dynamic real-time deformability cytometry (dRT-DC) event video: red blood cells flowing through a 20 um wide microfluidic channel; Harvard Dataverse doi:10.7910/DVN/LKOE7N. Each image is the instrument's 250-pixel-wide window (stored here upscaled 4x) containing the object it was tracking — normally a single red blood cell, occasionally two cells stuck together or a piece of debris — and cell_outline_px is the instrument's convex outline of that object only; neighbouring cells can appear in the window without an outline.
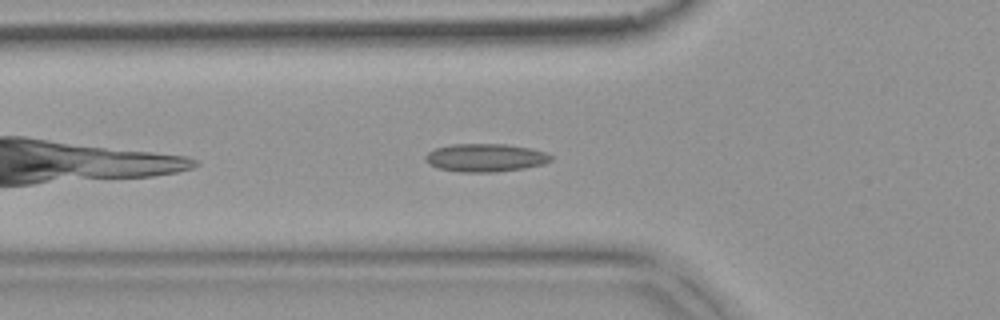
{"species": "common noctule bat (a hibernating species)", "species_latin": "Nyctalus noctula", "temperature_condition": "warm", "stored_images_in_passage": 36, "camera_frame_rate_fps": 3000, "um_per_image_px": 0.085, "animal": {"sex": "female", "body_mass_g": 18.4}, "frame": {"image": 1, "passage_image": 4, "time_ms": 1.0, "image_size_px": [1000, 320], "cell_outline_px": [[552, 160], [544, 164], [524, 168], [492, 172], [460, 172], [440, 168], [428, 164], [424, 160], [424, 156], [428, 152], [436, 148], [452, 144], [508, 144], [532, 148], [544, 152], [552, 156]], "centroid_in_image_um": [41.26, 13.4], "position_along_channel_um": 84.5, "area_um2": 20.58}}
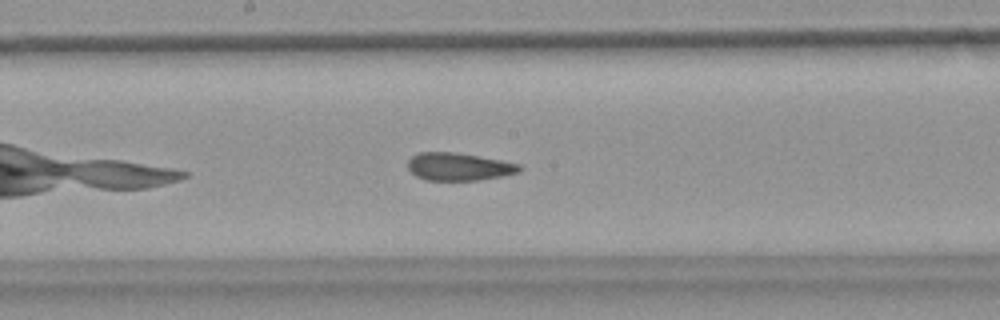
{"frame": {"image": 2, "passage_image": 14, "time_ms": 4.333, "image_size_px": [1000, 320], "cell_outline_px": [[524, 168], [520, 172], [504, 176], [480, 180], [424, 180], [416, 176], [408, 168], [408, 160], [416, 152], [456, 152], [500, 160], [520, 164]], "centroid_in_image_um": [39.02, 14.17], "position_along_channel_um": 209.2, "area_um2": 18.21}}
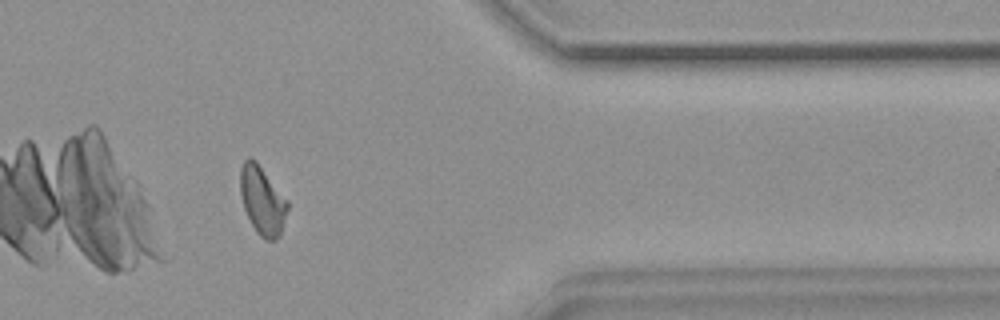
{"frame": {"image": 3, "passage_image": 30, "time_ms": 9.667, "image_size_px": [1000, 320], "cell_outline_px": [[288, 208], [280, 236], [276, 240], [264, 240], [256, 232], [244, 208], [240, 192], [240, 168], [244, 160], [248, 156], [256, 160], [288, 200]], "centroid_in_image_um": [22.3, 17.03], "position_along_channel_um": 389.1, "area_um2": 18.96}, "authors_computed_cell_mechanics": {"area_um2": 18.6116, "velocity_mm_per_s": 3.7494, "shape_relaxation_time_tau1_ms": null, "shape_relaxation_time_tau2_ms": 2.2055, "deformation_change_tau1": null, "deformation_change_tau2": 0.1048}}